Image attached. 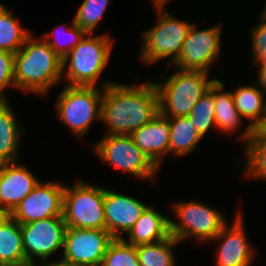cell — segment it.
I'll return each instance as SVG.
<instances>
[{
  "instance_id": "cell-1",
  "label": "cell",
  "mask_w": 266,
  "mask_h": 266,
  "mask_svg": "<svg viewBox=\"0 0 266 266\" xmlns=\"http://www.w3.org/2000/svg\"><path fill=\"white\" fill-rule=\"evenodd\" d=\"M159 114V96L153 83L127 86L113 82L104 86L101 122L106 134L131 135Z\"/></svg>"
},
{
  "instance_id": "cell-2",
  "label": "cell",
  "mask_w": 266,
  "mask_h": 266,
  "mask_svg": "<svg viewBox=\"0 0 266 266\" xmlns=\"http://www.w3.org/2000/svg\"><path fill=\"white\" fill-rule=\"evenodd\" d=\"M34 37L30 35L15 53V88L44 95L63 77V60L44 38Z\"/></svg>"
},
{
  "instance_id": "cell-3",
  "label": "cell",
  "mask_w": 266,
  "mask_h": 266,
  "mask_svg": "<svg viewBox=\"0 0 266 266\" xmlns=\"http://www.w3.org/2000/svg\"><path fill=\"white\" fill-rule=\"evenodd\" d=\"M205 71L176 70L165 83H155L159 96V113L164 117L189 116L195 103L216 79L208 80Z\"/></svg>"
},
{
  "instance_id": "cell-4",
  "label": "cell",
  "mask_w": 266,
  "mask_h": 266,
  "mask_svg": "<svg viewBox=\"0 0 266 266\" xmlns=\"http://www.w3.org/2000/svg\"><path fill=\"white\" fill-rule=\"evenodd\" d=\"M88 35L63 59V75L66 64L68 65L65 77L69 86L97 87L96 82L109 62L112 39L106 34Z\"/></svg>"
},
{
  "instance_id": "cell-5",
  "label": "cell",
  "mask_w": 266,
  "mask_h": 266,
  "mask_svg": "<svg viewBox=\"0 0 266 266\" xmlns=\"http://www.w3.org/2000/svg\"><path fill=\"white\" fill-rule=\"evenodd\" d=\"M111 83H103L102 93L96 87L69 85L61 91L56 102L59 119L79 138L87 132L94 119L101 121L104 86Z\"/></svg>"
},
{
  "instance_id": "cell-6",
  "label": "cell",
  "mask_w": 266,
  "mask_h": 266,
  "mask_svg": "<svg viewBox=\"0 0 266 266\" xmlns=\"http://www.w3.org/2000/svg\"><path fill=\"white\" fill-rule=\"evenodd\" d=\"M161 15L158 23L142 34L143 49L141 60L146 64H153L160 59L172 57L167 66L171 67L179 58L183 43L186 39L191 23L174 18L167 11L165 5H154ZM173 63V64H172Z\"/></svg>"
},
{
  "instance_id": "cell-7",
  "label": "cell",
  "mask_w": 266,
  "mask_h": 266,
  "mask_svg": "<svg viewBox=\"0 0 266 266\" xmlns=\"http://www.w3.org/2000/svg\"><path fill=\"white\" fill-rule=\"evenodd\" d=\"M105 188L77 182L65 186L62 217L66 227L105 230Z\"/></svg>"
},
{
  "instance_id": "cell-8",
  "label": "cell",
  "mask_w": 266,
  "mask_h": 266,
  "mask_svg": "<svg viewBox=\"0 0 266 266\" xmlns=\"http://www.w3.org/2000/svg\"><path fill=\"white\" fill-rule=\"evenodd\" d=\"M173 207L180 222L170 219V235L180 242L187 238L210 242L227 224L221 212L200 202L176 203Z\"/></svg>"
},
{
  "instance_id": "cell-9",
  "label": "cell",
  "mask_w": 266,
  "mask_h": 266,
  "mask_svg": "<svg viewBox=\"0 0 266 266\" xmlns=\"http://www.w3.org/2000/svg\"><path fill=\"white\" fill-rule=\"evenodd\" d=\"M95 149L103 162L137 178L152 180L158 172L159 168L137 147L131 135L107 134L98 141Z\"/></svg>"
},
{
  "instance_id": "cell-10",
  "label": "cell",
  "mask_w": 266,
  "mask_h": 266,
  "mask_svg": "<svg viewBox=\"0 0 266 266\" xmlns=\"http://www.w3.org/2000/svg\"><path fill=\"white\" fill-rule=\"evenodd\" d=\"M24 254L27 262H47L61 247L63 248L66 224L63 217H49L28 224H20Z\"/></svg>"
},
{
  "instance_id": "cell-11",
  "label": "cell",
  "mask_w": 266,
  "mask_h": 266,
  "mask_svg": "<svg viewBox=\"0 0 266 266\" xmlns=\"http://www.w3.org/2000/svg\"><path fill=\"white\" fill-rule=\"evenodd\" d=\"M114 239L107 230L66 227L62 259L81 266H101Z\"/></svg>"
},
{
  "instance_id": "cell-12",
  "label": "cell",
  "mask_w": 266,
  "mask_h": 266,
  "mask_svg": "<svg viewBox=\"0 0 266 266\" xmlns=\"http://www.w3.org/2000/svg\"><path fill=\"white\" fill-rule=\"evenodd\" d=\"M191 25L179 58L174 63L180 70L205 71L215 62L220 52L221 26L199 30Z\"/></svg>"
},
{
  "instance_id": "cell-13",
  "label": "cell",
  "mask_w": 266,
  "mask_h": 266,
  "mask_svg": "<svg viewBox=\"0 0 266 266\" xmlns=\"http://www.w3.org/2000/svg\"><path fill=\"white\" fill-rule=\"evenodd\" d=\"M64 189L65 185L54 181H39L10 216L19 224H28L49 217H62Z\"/></svg>"
},
{
  "instance_id": "cell-14",
  "label": "cell",
  "mask_w": 266,
  "mask_h": 266,
  "mask_svg": "<svg viewBox=\"0 0 266 266\" xmlns=\"http://www.w3.org/2000/svg\"><path fill=\"white\" fill-rule=\"evenodd\" d=\"M103 206L105 230L114 238L127 234L148 207L136 198L109 189H105Z\"/></svg>"
},
{
  "instance_id": "cell-15",
  "label": "cell",
  "mask_w": 266,
  "mask_h": 266,
  "mask_svg": "<svg viewBox=\"0 0 266 266\" xmlns=\"http://www.w3.org/2000/svg\"><path fill=\"white\" fill-rule=\"evenodd\" d=\"M234 220L232 226L226 224L211 240H222L216 250L217 266H250L253 261L254 249L247 241L241 212L237 213Z\"/></svg>"
},
{
  "instance_id": "cell-16",
  "label": "cell",
  "mask_w": 266,
  "mask_h": 266,
  "mask_svg": "<svg viewBox=\"0 0 266 266\" xmlns=\"http://www.w3.org/2000/svg\"><path fill=\"white\" fill-rule=\"evenodd\" d=\"M38 183L26 166L0 163V211L10 215Z\"/></svg>"
},
{
  "instance_id": "cell-17",
  "label": "cell",
  "mask_w": 266,
  "mask_h": 266,
  "mask_svg": "<svg viewBox=\"0 0 266 266\" xmlns=\"http://www.w3.org/2000/svg\"><path fill=\"white\" fill-rule=\"evenodd\" d=\"M135 144L158 168L163 160L161 156L169 152L170 126L168 117L160 113L150 122L131 134Z\"/></svg>"
},
{
  "instance_id": "cell-18",
  "label": "cell",
  "mask_w": 266,
  "mask_h": 266,
  "mask_svg": "<svg viewBox=\"0 0 266 266\" xmlns=\"http://www.w3.org/2000/svg\"><path fill=\"white\" fill-rule=\"evenodd\" d=\"M260 88L247 85L241 86L232 92L235 107L239 114L247 120H251L244 130L241 138L247 143L254 129H259L266 120V100Z\"/></svg>"
},
{
  "instance_id": "cell-19",
  "label": "cell",
  "mask_w": 266,
  "mask_h": 266,
  "mask_svg": "<svg viewBox=\"0 0 266 266\" xmlns=\"http://www.w3.org/2000/svg\"><path fill=\"white\" fill-rule=\"evenodd\" d=\"M128 244L139 246L167 239L170 236V218L148 206L127 233Z\"/></svg>"
},
{
  "instance_id": "cell-20",
  "label": "cell",
  "mask_w": 266,
  "mask_h": 266,
  "mask_svg": "<svg viewBox=\"0 0 266 266\" xmlns=\"http://www.w3.org/2000/svg\"><path fill=\"white\" fill-rule=\"evenodd\" d=\"M8 102H0V163L17 162L22 138L18 119Z\"/></svg>"
},
{
  "instance_id": "cell-21",
  "label": "cell",
  "mask_w": 266,
  "mask_h": 266,
  "mask_svg": "<svg viewBox=\"0 0 266 266\" xmlns=\"http://www.w3.org/2000/svg\"><path fill=\"white\" fill-rule=\"evenodd\" d=\"M25 262L20 224L9 215L0 224V265Z\"/></svg>"
},
{
  "instance_id": "cell-22",
  "label": "cell",
  "mask_w": 266,
  "mask_h": 266,
  "mask_svg": "<svg viewBox=\"0 0 266 266\" xmlns=\"http://www.w3.org/2000/svg\"><path fill=\"white\" fill-rule=\"evenodd\" d=\"M213 99L217 129L228 133L234 132L240 127V123L244 118L235 107L232 92H224V84L221 80L216 79L213 83Z\"/></svg>"
},
{
  "instance_id": "cell-23",
  "label": "cell",
  "mask_w": 266,
  "mask_h": 266,
  "mask_svg": "<svg viewBox=\"0 0 266 266\" xmlns=\"http://www.w3.org/2000/svg\"><path fill=\"white\" fill-rule=\"evenodd\" d=\"M170 126L169 152L173 155L184 156L195 149L202 137L197 132L189 116L168 117Z\"/></svg>"
},
{
  "instance_id": "cell-24",
  "label": "cell",
  "mask_w": 266,
  "mask_h": 266,
  "mask_svg": "<svg viewBox=\"0 0 266 266\" xmlns=\"http://www.w3.org/2000/svg\"><path fill=\"white\" fill-rule=\"evenodd\" d=\"M180 241L169 236L162 241L136 246L140 266H175L173 248Z\"/></svg>"
},
{
  "instance_id": "cell-25",
  "label": "cell",
  "mask_w": 266,
  "mask_h": 266,
  "mask_svg": "<svg viewBox=\"0 0 266 266\" xmlns=\"http://www.w3.org/2000/svg\"><path fill=\"white\" fill-rule=\"evenodd\" d=\"M30 35L19 25L10 10L0 4V50L15 54Z\"/></svg>"
},
{
  "instance_id": "cell-26",
  "label": "cell",
  "mask_w": 266,
  "mask_h": 266,
  "mask_svg": "<svg viewBox=\"0 0 266 266\" xmlns=\"http://www.w3.org/2000/svg\"><path fill=\"white\" fill-rule=\"evenodd\" d=\"M245 147L247 177L266 180V135L260 129H254Z\"/></svg>"
},
{
  "instance_id": "cell-27",
  "label": "cell",
  "mask_w": 266,
  "mask_h": 266,
  "mask_svg": "<svg viewBox=\"0 0 266 266\" xmlns=\"http://www.w3.org/2000/svg\"><path fill=\"white\" fill-rule=\"evenodd\" d=\"M199 135L203 138L211 126H215V105L213 99V84L209 90L195 103L189 115Z\"/></svg>"
},
{
  "instance_id": "cell-28",
  "label": "cell",
  "mask_w": 266,
  "mask_h": 266,
  "mask_svg": "<svg viewBox=\"0 0 266 266\" xmlns=\"http://www.w3.org/2000/svg\"><path fill=\"white\" fill-rule=\"evenodd\" d=\"M101 266H140L136 246L115 238L103 257Z\"/></svg>"
},
{
  "instance_id": "cell-29",
  "label": "cell",
  "mask_w": 266,
  "mask_h": 266,
  "mask_svg": "<svg viewBox=\"0 0 266 266\" xmlns=\"http://www.w3.org/2000/svg\"><path fill=\"white\" fill-rule=\"evenodd\" d=\"M62 34L67 37V39L64 38L65 41H61L63 38L61 40L59 39L60 33L58 34L57 31H52L51 33L46 32L42 35V38H44L50 48L63 60L83 37L88 34L74 23V20L72 26L63 30ZM52 38L55 39L52 40Z\"/></svg>"
},
{
  "instance_id": "cell-30",
  "label": "cell",
  "mask_w": 266,
  "mask_h": 266,
  "mask_svg": "<svg viewBox=\"0 0 266 266\" xmlns=\"http://www.w3.org/2000/svg\"><path fill=\"white\" fill-rule=\"evenodd\" d=\"M109 0H84L79 7L74 20L83 31L92 34L99 24Z\"/></svg>"
},
{
  "instance_id": "cell-31",
  "label": "cell",
  "mask_w": 266,
  "mask_h": 266,
  "mask_svg": "<svg viewBox=\"0 0 266 266\" xmlns=\"http://www.w3.org/2000/svg\"><path fill=\"white\" fill-rule=\"evenodd\" d=\"M261 18L260 23L252 27L251 30V41H252V49H253V58L254 64H266V18H264L261 14L259 15Z\"/></svg>"
},
{
  "instance_id": "cell-32",
  "label": "cell",
  "mask_w": 266,
  "mask_h": 266,
  "mask_svg": "<svg viewBox=\"0 0 266 266\" xmlns=\"http://www.w3.org/2000/svg\"><path fill=\"white\" fill-rule=\"evenodd\" d=\"M14 58V53L0 50V102H8L3 92L5 87L15 88Z\"/></svg>"
},
{
  "instance_id": "cell-33",
  "label": "cell",
  "mask_w": 266,
  "mask_h": 266,
  "mask_svg": "<svg viewBox=\"0 0 266 266\" xmlns=\"http://www.w3.org/2000/svg\"><path fill=\"white\" fill-rule=\"evenodd\" d=\"M258 86H260V90L266 94V64L258 65Z\"/></svg>"
},
{
  "instance_id": "cell-34",
  "label": "cell",
  "mask_w": 266,
  "mask_h": 266,
  "mask_svg": "<svg viewBox=\"0 0 266 266\" xmlns=\"http://www.w3.org/2000/svg\"><path fill=\"white\" fill-rule=\"evenodd\" d=\"M44 262H41L40 265L36 264V266H81V265H78V264H75V263H71V262H67L65 260H58V261H52L49 263L47 262L46 264L43 265ZM42 264V265H41Z\"/></svg>"
},
{
  "instance_id": "cell-35",
  "label": "cell",
  "mask_w": 266,
  "mask_h": 266,
  "mask_svg": "<svg viewBox=\"0 0 266 266\" xmlns=\"http://www.w3.org/2000/svg\"><path fill=\"white\" fill-rule=\"evenodd\" d=\"M0 266H36V264L25 262L20 264H10V265H0Z\"/></svg>"
},
{
  "instance_id": "cell-36",
  "label": "cell",
  "mask_w": 266,
  "mask_h": 266,
  "mask_svg": "<svg viewBox=\"0 0 266 266\" xmlns=\"http://www.w3.org/2000/svg\"><path fill=\"white\" fill-rule=\"evenodd\" d=\"M169 0H152L154 5H165Z\"/></svg>"
},
{
  "instance_id": "cell-37",
  "label": "cell",
  "mask_w": 266,
  "mask_h": 266,
  "mask_svg": "<svg viewBox=\"0 0 266 266\" xmlns=\"http://www.w3.org/2000/svg\"><path fill=\"white\" fill-rule=\"evenodd\" d=\"M9 216V214L0 211V224Z\"/></svg>"
},
{
  "instance_id": "cell-38",
  "label": "cell",
  "mask_w": 266,
  "mask_h": 266,
  "mask_svg": "<svg viewBox=\"0 0 266 266\" xmlns=\"http://www.w3.org/2000/svg\"><path fill=\"white\" fill-rule=\"evenodd\" d=\"M259 129L266 135V120L265 123Z\"/></svg>"
},
{
  "instance_id": "cell-39",
  "label": "cell",
  "mask_w": 266,
  "mask_h": 266,
  "mask_svg": "<svg viewBox=\"0 0 266 266\" xmlns=\"http://www.w3.org/2000/svg\"><path fill=\"white\" fill-rule=\"evenodd\" d=\"M261 15H262L264 18H266V7H265V9L262 11Z\"/></svg>"
}]
</instances>
